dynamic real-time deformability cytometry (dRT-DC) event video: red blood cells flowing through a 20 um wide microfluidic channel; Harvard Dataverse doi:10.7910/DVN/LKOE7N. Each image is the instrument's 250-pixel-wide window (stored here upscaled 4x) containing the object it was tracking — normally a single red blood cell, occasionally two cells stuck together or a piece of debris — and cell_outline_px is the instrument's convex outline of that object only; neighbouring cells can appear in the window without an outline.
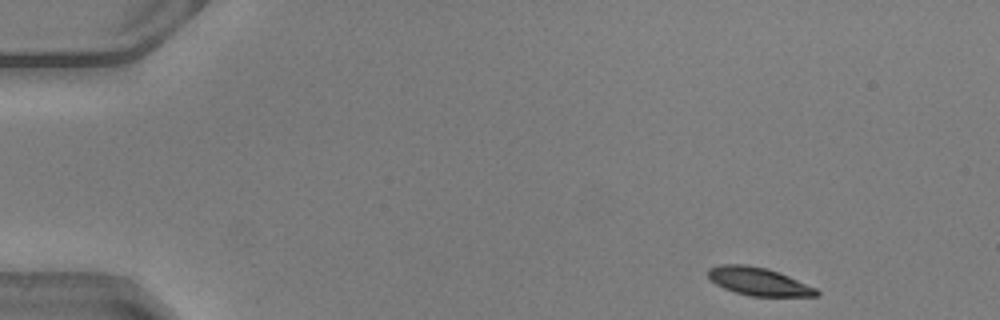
{"species": "common noctule bat (a hibernating species)", "species_latin": "Nyctalus noctula", "temperature_condition": "warm", "stored_images_in_passage": 45, "camera_frame_rate_fps": 3000, "um_per_image_px": 0.085, "animal": {"sex": "male", "body_mass_g": 20.5, "forearm_length_mm": 52.5}, "frame": {"image": 1, "passage_image": 1, "time_ms": 0.0, "image_size_px": [1000, 320], "cell_outline_px": [[820, 292], [816, 296], [748, 296], [724, 288], [716, 284], [708, 276], [708, 268], [720, 264], [744, 264], [768, 268], [788, 276], [816, 288]], "centroid_in_image_um": [64.46, 23.92], "position_along_channel_um": 20.5, "area_um2": 17.57}}
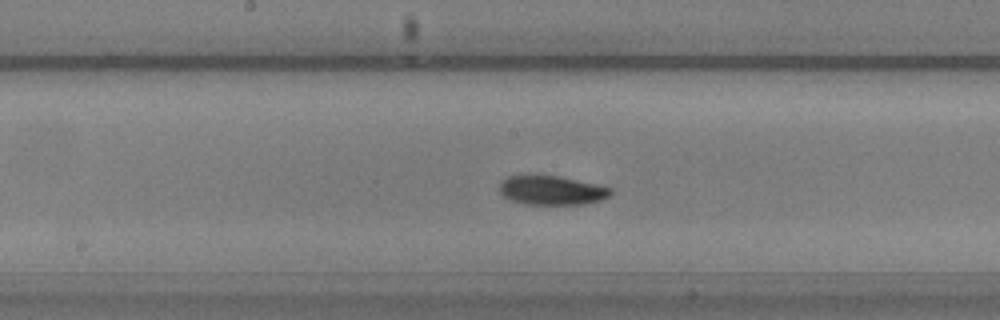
{"frame": {"image": 2, "passage_image": 22, "time_ms": 7.0, "image_size_px": [1000, 320], "cell_outline_px": [[612, 192], [608, 196], [600, 200], [584, 204], [524, 204], [512, 200], [504, 196], [500, 192], [500, 180], [508, 176], [560, 176], [596, 184], [612, 188]], "centroid_in_image_um": [46.89, 16.18], "position_along_channel_um": 201.3, "area_um2": 18.67}}
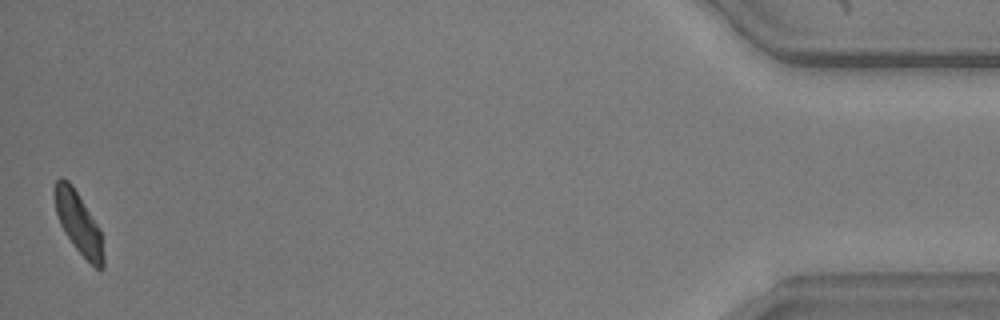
{"frame": {"image": 3, "passage_image": 45, "time_ms": 14.667, "image_size_px": [1000, 320], "cell_outline_px": [[104, 268], [100, 272], [72, 244], [64, 232], [60, 224], [56, 212], [52, 192], [52, 188], [56, 180], [60, 176], [68, 180], [72, 184], [100, 228], [104, 256]], "centroid_in_image_um": [6.65, 18.91], "position_along_channel_um": 428.6, "area_um2": 17.8}, "authors_computed_cell_mechanics": {"area_um2": 18.5538, "velocity_mm_per_s": 4.0795, "shape_relaxation_time_tau1_ms": 1.8001, "shape_relaxation_time_tau2_ms": 6.2786, "deformation_change_tau1": 0.1146, "deformation_change_tau2": 0.135}}